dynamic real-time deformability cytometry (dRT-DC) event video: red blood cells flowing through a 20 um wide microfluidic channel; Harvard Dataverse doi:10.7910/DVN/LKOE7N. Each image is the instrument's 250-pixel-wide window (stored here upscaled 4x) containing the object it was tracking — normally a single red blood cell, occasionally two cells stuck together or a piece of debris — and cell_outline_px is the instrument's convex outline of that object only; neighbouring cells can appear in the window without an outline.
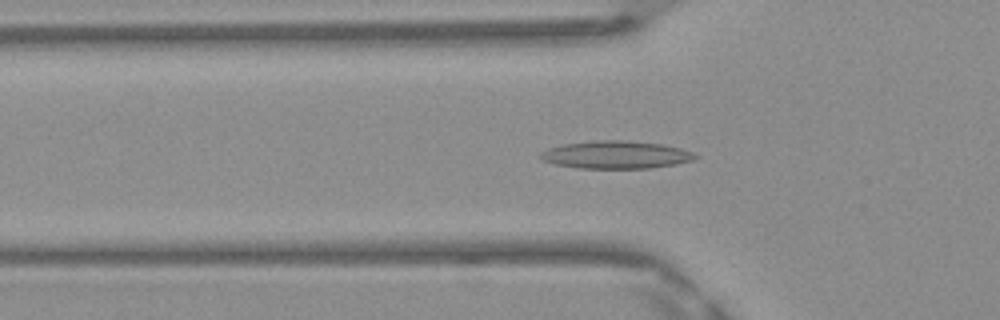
{"species": "Egyptian fruit bat (a non-hibernating species)", "species_latin": "Rousettus aegyptiacus", "temperature_condition": "warm", "stored_images_in_passage": 48, "camera_frame_rate_fps": 3000, "um_per_image_px": 0.085, "frame": {"image": 1, "passage_image": 15, "time_ms": 4.667, "image_size_px": [1000, 320], "cell_outline_px": [[700, 156], [692, 160], [676, 164], [648, 168], [576, 168], [556, 164], [544, 160], [540, 156], [540, 152], [548, 148], [564, 144], [592, 140], [624, 140], [664, 144], [680, 148], [692, 152]], "centroid_in_image_um": [52.37, 13.15], "position_along_channel_um": 73.4, "area_um2": 24.97}}
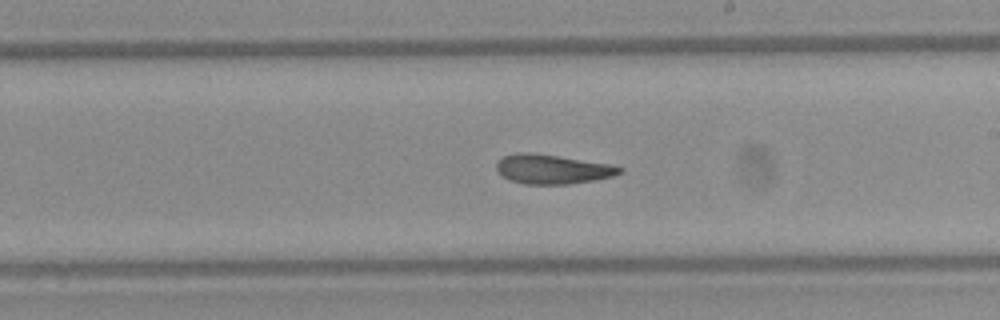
{"frame": {"image": 2, "passage_image": 27, "time_ms": 8.667, "image_size_px": [1000, 320], "cell_outline_px": [[624, 172], [612, 176], [592, 180], [568, 184], [524, 184], [508, 180], [500, 176], [496, 168], [496, 164], [504, 156], [516, 152], [532, 152], [612, 164], [624, 168]], "centroid_in_image_um": [46.94, 14.37], "position_along_channel_um": 242.1, "area_um2": 21.27}}
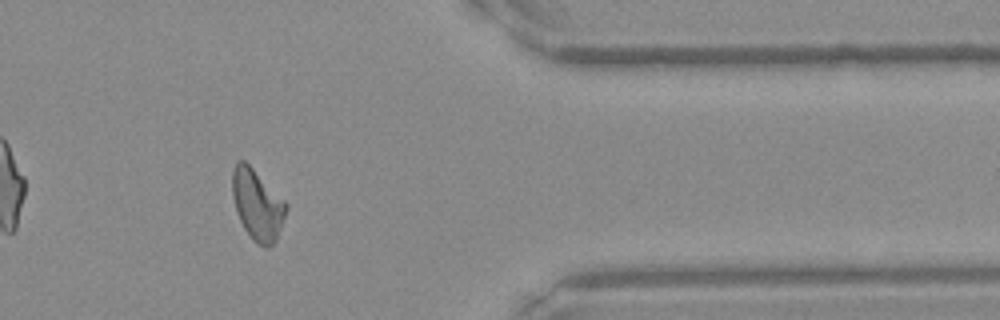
{"frame": {"image": 3, "passage_image": 39, "time_ms": 12.667, "image_size_px": [1000, 320], "cell_outline_px": [[288, 208], [276, 240], [268, 248], [264, 248], [252, 240], [244, 228], [236, 212], [232, 196], [232, 172], [236, 160], [244, 160], [288, 204]], "centroid_in_image_um": [21.86, 17.42], "position_along_channel_um": 389.5, "area_um2": 22.08}, "authors_computed_cell_mechanics": {"area_um2": 21.8773, "velocity_mm_per_s": 4.1896, "shape_relaxation_time_tau1_ms": null, "shape_relaxation_time_tau2_ms": 3.8067, "deformation_change_tau1": null, "deformation_change_tau2": 0.1321}}